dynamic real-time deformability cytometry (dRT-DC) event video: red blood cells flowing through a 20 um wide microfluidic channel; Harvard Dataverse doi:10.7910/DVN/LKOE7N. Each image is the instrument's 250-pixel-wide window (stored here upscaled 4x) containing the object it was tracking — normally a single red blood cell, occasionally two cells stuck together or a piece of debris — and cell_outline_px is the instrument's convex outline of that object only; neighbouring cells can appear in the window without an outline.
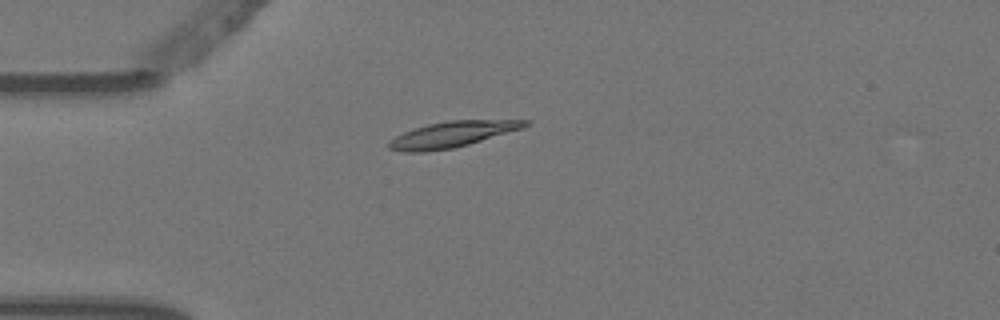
{"species": "Egyptian fruit bat (a non-hibernating species)", "species_latin": "Rousettus aegyptiacus", "temperature_condition": "warm", "stored_images_in_passage": 4, "camera_frame_rate_fps": 3000, "um_per_image_px": 0.085, "animal": {"sex": "female"}, "frame": {"image": 1, "passage_image": 4, "time_ms": 1.0, "image_size_px": [1000, 320], "cell_outline_px": [[528, 124], [524, 128], [468, 144], [452, 148], [424, 152], [404, 152], [388, 148], [388, 140], [404, 132], [428, 124], [448, 120], [528, 120]], "centroid_in_image_um": [38.41, 11.42], "position_along_channel_um": 46.6, "area_um2": 20.29}}